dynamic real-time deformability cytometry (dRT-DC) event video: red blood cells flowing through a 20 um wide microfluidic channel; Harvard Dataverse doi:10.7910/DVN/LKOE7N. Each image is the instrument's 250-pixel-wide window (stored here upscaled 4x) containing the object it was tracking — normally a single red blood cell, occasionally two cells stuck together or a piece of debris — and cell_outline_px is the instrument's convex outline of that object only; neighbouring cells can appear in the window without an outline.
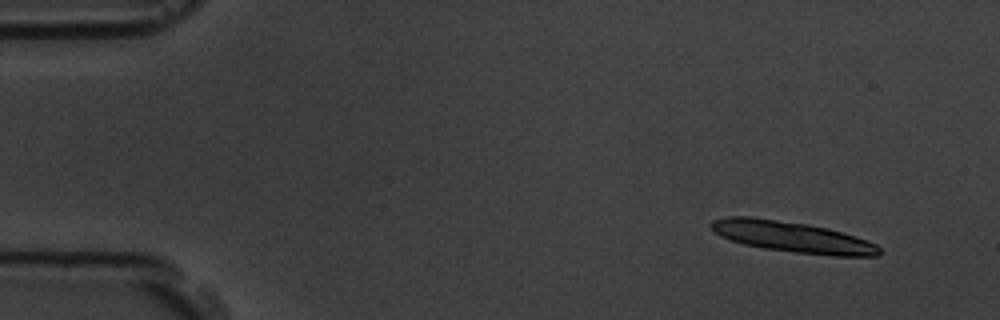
{"species": "common noctule bat (a hibernating species)", "species_latin": "Nyctalus noctula", "temperature_condition": "room temperature", "stored_images_in_passage": 5, "segment_of_instrument_passage": [1, 2], "camera_frame_rate_fps": 3000, "um_per_image_px": 0.085, "animal": {"sex": "male", "body_mass_g": 19.5, "forearm_length_mm": 54.6}, "frame": {"image": 1, "passage_image": 1, "time_ms": 0.0, "image_size_px": [1000, 320], "cell_outline_px": [[880, 252], [876, 256], [832, 256], [796, 252], [764, 248], [744, 244], [720, 236], [708, 224], [712, 220], [728, 216], [748, 216], [808, 224], [828, 228], [856, 236], [876, 244], [880, 248]], "centroid_in_image_um": [67.34, 20.13], "position_along_channel_um": 17.7, "area_um2": 30.11}}